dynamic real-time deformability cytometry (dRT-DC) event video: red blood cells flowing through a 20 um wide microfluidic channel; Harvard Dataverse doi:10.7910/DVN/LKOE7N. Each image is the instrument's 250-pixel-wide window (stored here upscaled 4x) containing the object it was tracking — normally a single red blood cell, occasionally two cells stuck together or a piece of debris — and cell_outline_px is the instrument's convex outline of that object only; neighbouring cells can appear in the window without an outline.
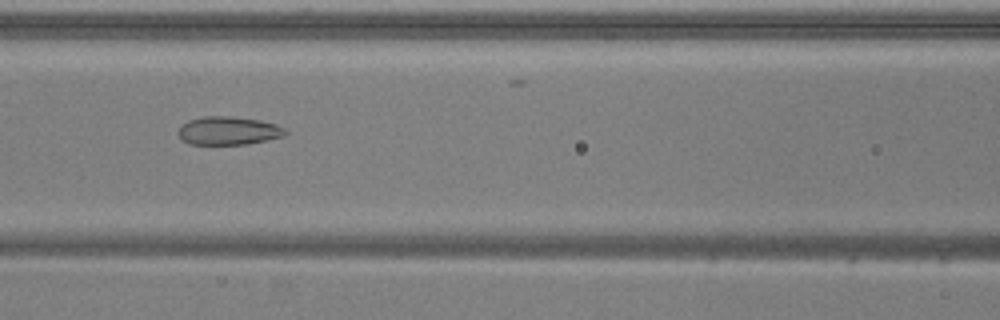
{"species": "common noctule bat (a hibernating species)", "species_latin": "Nyctalus noctula", "temperature_condition": "warm", "stored_images_in_passage": 52, "camera_frame_rate_fps": 3000, "um_per_image_px": 0.085, "animal": {"sex": "male", "body_mass_g": 20.5, "forearm_length_mm": 52.5}, "frame": {"image": 1, "passage_image": 22, "time_ms": 7.0, "image_size_px": [1000, 320], "cell_outline_px": [[288, 132], [284, 136], [268, 140], [248, 144], [188, 144], [180, 140], [176, 132], [180, 124], [188, 120], [204, 116], [228, 116], [260, 120], [276, 124], [284, 128]], "centroid_in_image_um": [19.36, 11.11], "position_along_channel_um": 147.2, "area_um2": 17.98}}
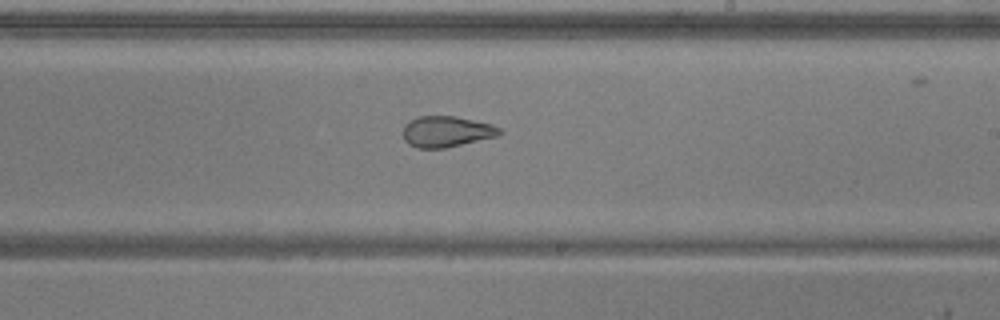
{"frame": {"image": 2, "passage_image": 30, "time_ms": 9.667, "image_size_px": [1000, 320], "cell_outline_px": [[504, 132], [500, 136], [444, 148], [416, 148], [408, 144], [404, 140], [404, 124], [408, 120], [420, 116], [456, 116], [492, 124], [500, 128]], "centroid_in_image_um": [37.97, 11.18], "position_along_channel_um": 251.0, "area_um2": 17.63}}
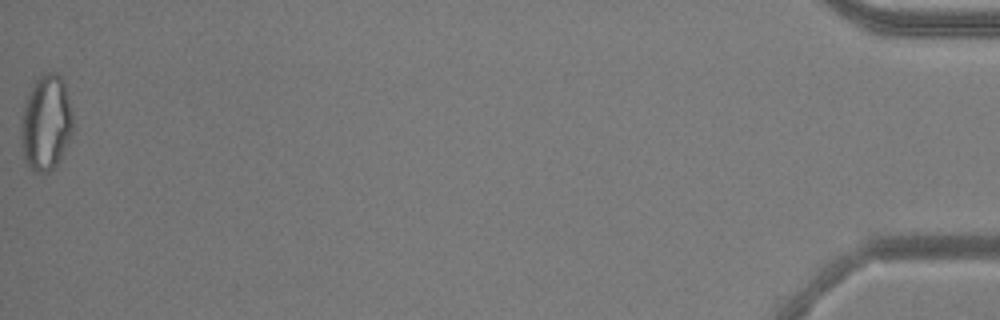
{"frame": {"image": 3, "passage_image": 52, "time_ms": 17.0, "image_size_px": [1000, 320], "cell_outline_px": [[72, 132], [56, 168], [48, 172], [32, 172], [24, 160], [20, 140], [20, 116], [28, 92], [32, 84], [40, 76], [48, 72], [56, 72], [60, 76], [64, 84], [72, 112]], "centroid_in_image_um": [3.87, 10.47], "position_along_channel_um": 431.3, "area_um2": 29.25}, "authors_computed_cell_mechanics": {"area_um2": 22.4842, "velocity_mm_per_s": 3.8954, "shape_relaxation_time_tau1_ms": null, "shape_relaxation_time_tau2_ms": 1.5377, "deformation_change_tau1": null, "deformation_change_tau2": 0.0808}}